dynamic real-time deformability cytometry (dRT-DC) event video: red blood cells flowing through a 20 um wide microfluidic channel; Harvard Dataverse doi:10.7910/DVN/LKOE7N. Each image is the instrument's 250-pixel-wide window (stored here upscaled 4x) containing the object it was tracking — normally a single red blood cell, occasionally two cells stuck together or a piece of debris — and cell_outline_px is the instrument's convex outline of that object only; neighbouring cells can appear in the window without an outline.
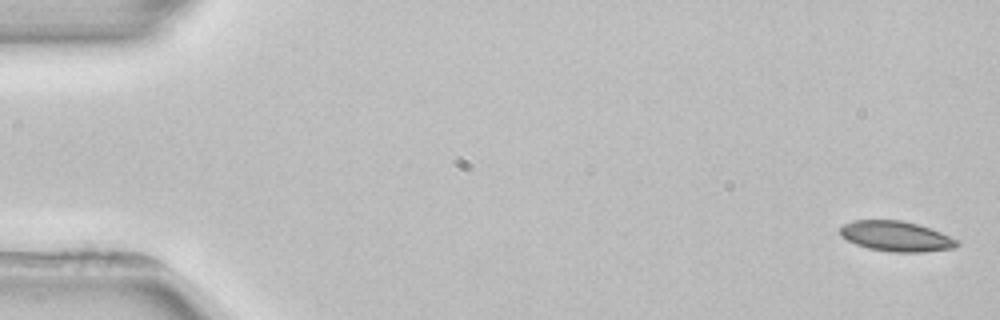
{"species": "common noctule bat (a hibernating species)", "species_latin": "Nyctalus noctula", "temperature_condition": "room temperature", "stored_images_in_passage": 4, "camera_frame_rate_fps": 3000, "um_per_image_px": 0.085, "animal": {"sex": "female", "body_mass_g": 22.7, "forearm_length_mm": 54.2}, "frame": {"image": 1, "passage_image": 1, "time_ms": 0.0, "image_size_px": [1000, 320], "cell_outline_px": [[960, 244], [956, 248], [924, 252], [892, 252], [868, 248], [856, 244], [840, 236], [840, 228], [844, 224], [856, 220], [904, 220], [940, 232], [956, 240]], "centroid_in_image_um": [76.16, 20.09], "position_along_channel_um": 8.8, "area_um2": 20.46}}
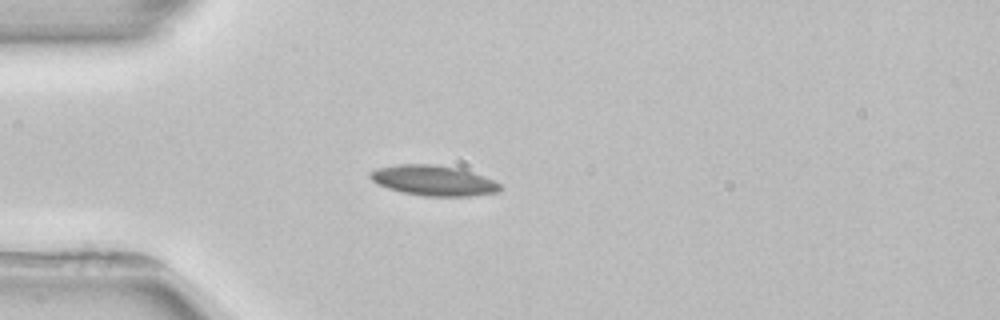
{"frame": {"image": 2, "passage_image": 4, "time_ms": 4.333, "image_size_px": [1000, 320], "cell_outline_px": [[500, 192], [468, 196], [424, 196], [404, 192], [388, 188], [372, 180], [368, 176], [368, 172], [376, 168], [396, 164], [432, 164], [460, 168], [484, 176], [500, 184]], "centroid_in_image_um": [36.83, 15.33], "position_along_channel_um": 48.2, "area_um2": 22.89}}